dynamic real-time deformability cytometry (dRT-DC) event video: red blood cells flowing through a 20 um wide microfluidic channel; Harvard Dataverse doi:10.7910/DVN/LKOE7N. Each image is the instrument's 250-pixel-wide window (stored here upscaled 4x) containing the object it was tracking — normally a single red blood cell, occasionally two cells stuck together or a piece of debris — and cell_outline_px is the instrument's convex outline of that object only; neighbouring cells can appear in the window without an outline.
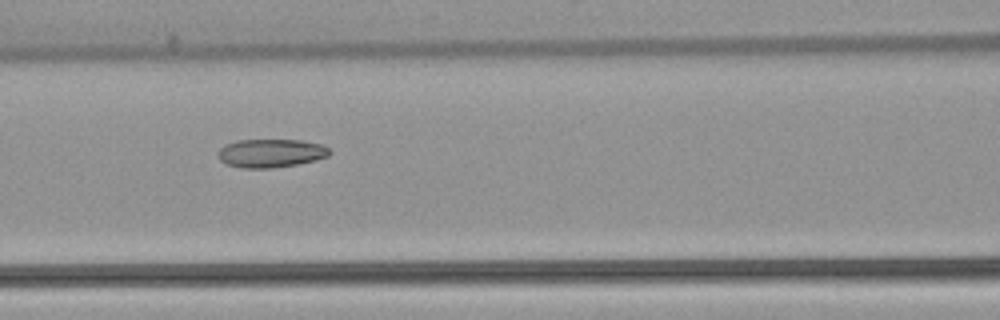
{"species": "common noctule bat (a hibernating species)", "species_latin": "Nyctalus noctula", "temperature_condition": "warm", "stored_images_in_passage": 23, "camera_frame_rate_fps": 3000, "um_per_image_px": 0.085, "animal": {"sex": "female", "body_mass_g": 22.7, "forearm_length_mm": 54.2}, "frame": {"image": 1, "passage_image": 23, "time_ms": 7.333, "image_size_px": [1000, 320], "cell_outline_px": [[332, 152], [328, 156], [316, 160], [296, 164], [272, 168], [240, 168], [228, 164], [220, 160], [220, 148], [224, 144], [236, 140], [300, 140], [320, 144], [328, 148]], "centroid_in_image_um": [23.03, 13.01], "position_along_channel_um": 143.6, "area_um2": 18.38}}